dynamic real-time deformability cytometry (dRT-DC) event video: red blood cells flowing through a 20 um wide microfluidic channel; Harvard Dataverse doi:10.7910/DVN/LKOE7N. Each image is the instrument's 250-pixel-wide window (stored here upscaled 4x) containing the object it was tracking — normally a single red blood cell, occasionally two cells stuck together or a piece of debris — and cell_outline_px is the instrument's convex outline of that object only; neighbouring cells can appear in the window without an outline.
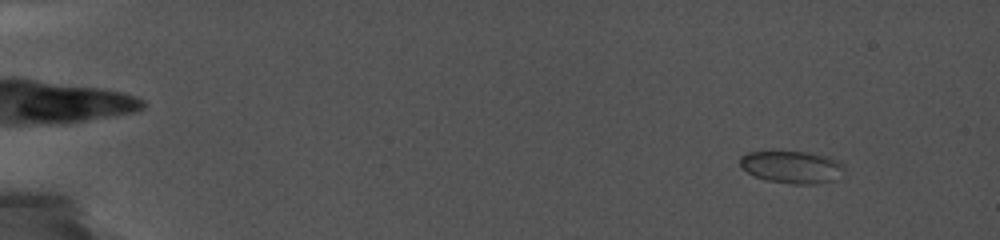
{"species": "common noctule bat (a hibernating species)", "species_latin": "Nyctalus noctula", "temperature_condition": "cold", "stored_images_in_passage": 52, "camera_frame_rate_fps": 5000, "um_per_image_px": 0.085, "animal": {"sex": "female", "body_mass_g": 19.0, "forearm_length_mm": 56.7}, "frame": {"image": 1, "passage_image": 7, "time_ms": 2.2, "image_size_px": [1000, 240], "cell_outline_px": [[844, 168], [836, 180], [816, 184], [792, 184], [764, 180], [740, 168], [740, 156], [748, 152], [808, 152], [828, 156], [840, 160]], "centroid_in_image_um": [67.32, 14.2], "position_along_channel_um": 17.7, "area_um2": 19.77}}
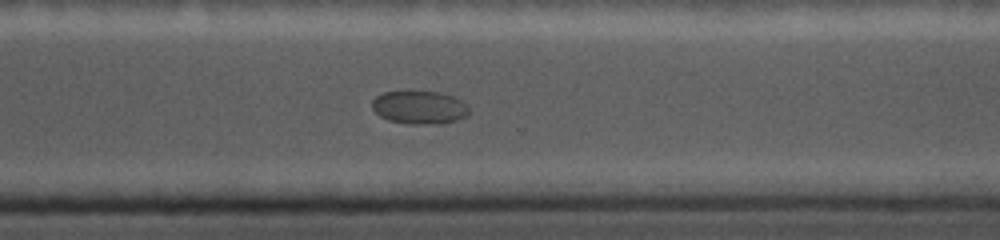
{"frame": {"image": 2, "passage_image": 43, "time_ms": 15.2, "image_size_px": [1000, 240], "cell_outline_px": [[468, 116], [456, 120], [440, 124], [408, 124], [388, 120], [380, 116], [372, 108], [372, 100], [376, 96], [384, 92], [440, 92], [464, 100], [468, 104]], "centroid_in_image_um": [35.68, 9.14], "position_along_channel_um": 334.9, "area_um2": 18.84}}
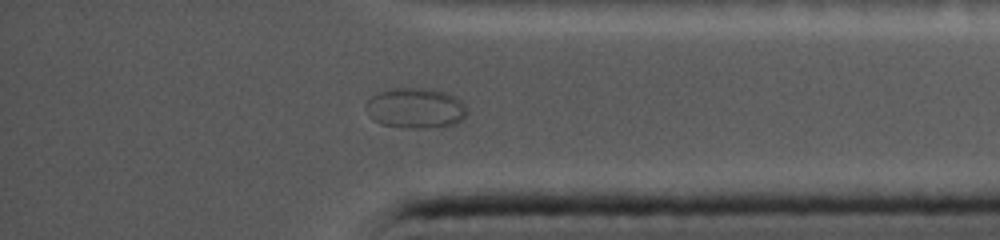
{"frame": {"image": 3, "passage_image": 48, "time_ms": 17.0, "image_size_px": [1000, 240], "cell_outline_px": [[468, 112], [456, 124], [420, 128], [404, 128], [380, 124], [372, 120], [364, 108], [364, 104], [372, 96], [380, 92], [396, 88], [432, 88], [444, 92], [460, 100], [464, 104]], "centroid_in_image_um": [35.27, 9.19], "position_along_channel_um": 399.9, "area_um2": 23.81}}